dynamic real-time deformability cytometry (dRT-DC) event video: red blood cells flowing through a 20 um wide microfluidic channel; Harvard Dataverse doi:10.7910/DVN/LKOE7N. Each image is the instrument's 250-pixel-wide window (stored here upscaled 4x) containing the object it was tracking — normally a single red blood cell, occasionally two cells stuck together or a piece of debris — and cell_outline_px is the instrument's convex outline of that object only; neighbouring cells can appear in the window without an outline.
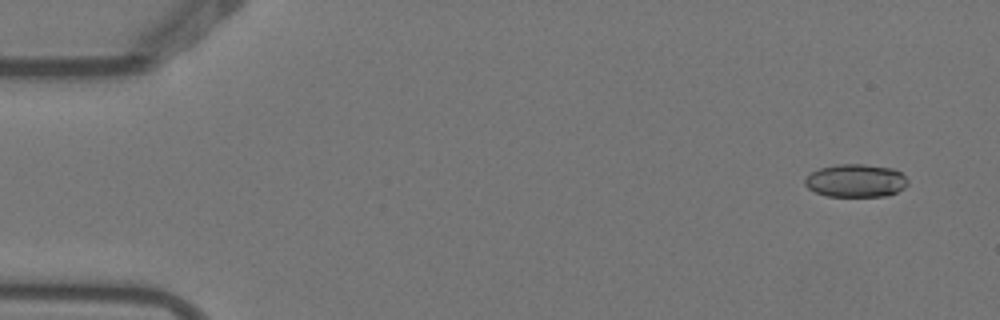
{"species": "Egyptian fruit bat (a non-hibernating species)", "species_latin": "Rousettus aegyptiacus", "temperature_condition": "warm", "stored_images_in_passage": 6, "camera_frame_rate_fps": 3000, "um_per_image_px": 0.085, "animal": {"sex": "female"}, "frame": {"image": 1, "passage_image": 2, "time_ms": 0.333, "image_size_px": [1000, 320], "cell_outline_px": [[908, 184], [904, 188], [896, 192], [884, 196], [828, 196], [816, 192], [808, 188], [804, 184], [804, 180], [812, 172], [820, 168], [836, 164], [864, 164], [892, 168], [900, 172], [908, 180]], "centroid_in_image_um": [72.74, 15.35], "position_along_channel_um": 12.3, "area_um2": 19.71}}